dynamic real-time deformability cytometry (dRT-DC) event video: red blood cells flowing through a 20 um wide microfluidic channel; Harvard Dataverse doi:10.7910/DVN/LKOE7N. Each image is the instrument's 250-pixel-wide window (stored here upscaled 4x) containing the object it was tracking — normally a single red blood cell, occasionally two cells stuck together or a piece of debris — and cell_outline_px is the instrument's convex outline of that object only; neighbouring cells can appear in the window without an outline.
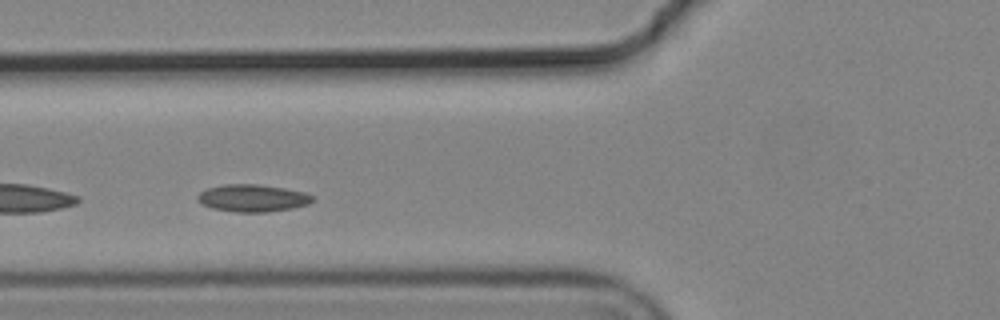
{"species": "common noctule bat (a hibernating species)", "species_latin": "Nyctalus noctula", "temperature_condition": "cold", "stored_images_in_passage": 5, "camera_frame_rate_fps": 3000, "um_per_image_px": 0.085, "animal": {"sex": "male", "body_mass_g": 19.2, "forearm_length_mm": 51.8}, "frame": {"image": 1, "passage_image": 4, "time_ms": 1.0, "image_size_px": [1000, 320], "cell_outline_px": [[312, 200], [308, 204], [292, 208], [268, 212], [236, 212], [212, 208], [200, 204], [196, 200], [196, 196], [200, 192], [208, 188], [224, 184], [256, 184], [284, 188], [304, 192], [312, 196]], "centroid_in_image_um": [21.41, 16.84], "position_along_channel_um": 104.4, "area_um2": 18.26}}